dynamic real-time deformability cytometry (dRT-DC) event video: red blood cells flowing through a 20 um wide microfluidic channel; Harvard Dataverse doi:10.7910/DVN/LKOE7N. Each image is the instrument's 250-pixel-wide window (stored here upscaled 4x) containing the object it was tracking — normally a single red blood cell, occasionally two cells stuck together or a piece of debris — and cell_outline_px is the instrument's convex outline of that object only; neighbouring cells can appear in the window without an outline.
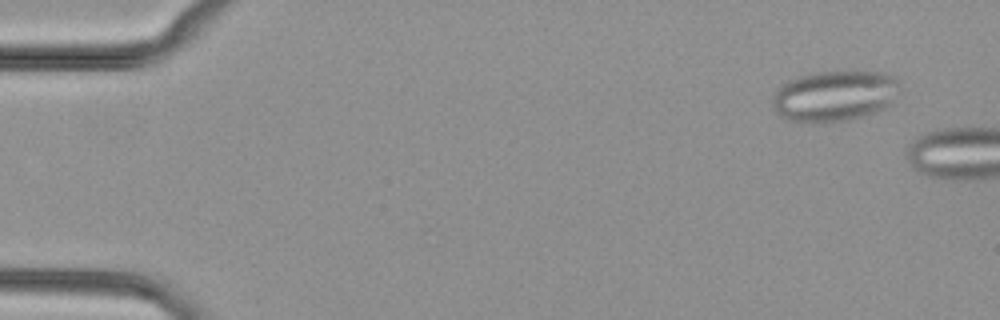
{"species": "common noctule bat (a hibernating species)", "species_latin": "Nyctalus noctula", "temperature_condition": "cold", "stored_images_in_passage": 7, "camera_frame_rate_fps": 3000, "um_per_image_px": 0.085, "animal": {"sex": "female", "body_mass_g": 29.2, "forearm_length_mm": 56.3}, "frame": {"image": 1, "passage_image": 4, "time_ms": 1.0, "image_size_px": [1000, 320], "cell_outline_px": [[900, 92], [892, 104], [880, 112], [848, 120], [824, 124], [816, 124], [788, 120], [780, 116], [776, 112], [772, 104], [772, 96], [776, 88], [788, 80], [800, 76], [816, 72], [888, 72], [896, 76]], "centroid_in_image_um": [70.96, 8.18], "position_along_channel_um": 14.0, "area_um2": 38.67}}